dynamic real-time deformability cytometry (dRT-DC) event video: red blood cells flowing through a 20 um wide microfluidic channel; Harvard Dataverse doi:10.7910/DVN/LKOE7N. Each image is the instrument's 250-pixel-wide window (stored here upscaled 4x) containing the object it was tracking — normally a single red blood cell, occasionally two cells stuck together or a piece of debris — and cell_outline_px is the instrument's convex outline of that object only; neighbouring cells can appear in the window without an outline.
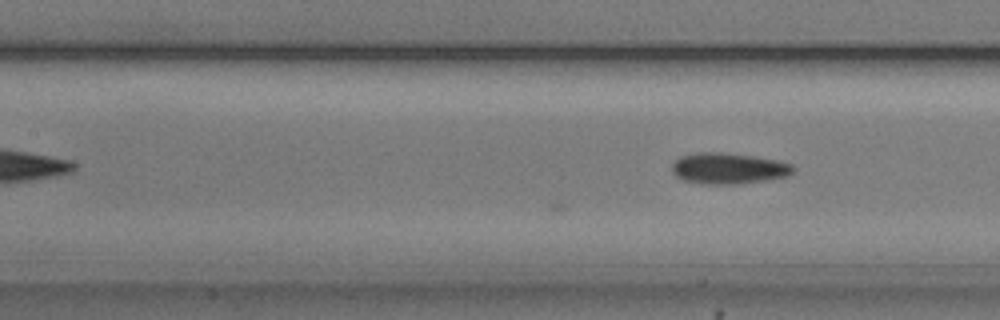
{"species": "common noctule bat (a hibernating species)", "species_latin": "Nyctalus noctula", "temperature_condition": "cold", "stored_images_in_passage": 19, "camera_frame_rate_fps": 3000, "um_per_image_px": 0.085, "animal": {"sex": "male", "body_mass_g": 20.5, "forearm_length_mm": 52.5}, "frame": {"image": 1, "passage_image": 19, "time_ms": 6.0, "image_size_px": [1000, 320], "cell_outline_px": [[796, 168], [788, 176], [740, 184], [700, 184], [684, 180], [676, 176], [672, 172], [672, 164], [680, 156], [696, 152], [720, 152], [752, 156], [776, 160], [792, 164]], "centroid_in_image_um": [61.9, 14.31], "position_along_channel_um": 145.5, "area_um2": 21.96}}